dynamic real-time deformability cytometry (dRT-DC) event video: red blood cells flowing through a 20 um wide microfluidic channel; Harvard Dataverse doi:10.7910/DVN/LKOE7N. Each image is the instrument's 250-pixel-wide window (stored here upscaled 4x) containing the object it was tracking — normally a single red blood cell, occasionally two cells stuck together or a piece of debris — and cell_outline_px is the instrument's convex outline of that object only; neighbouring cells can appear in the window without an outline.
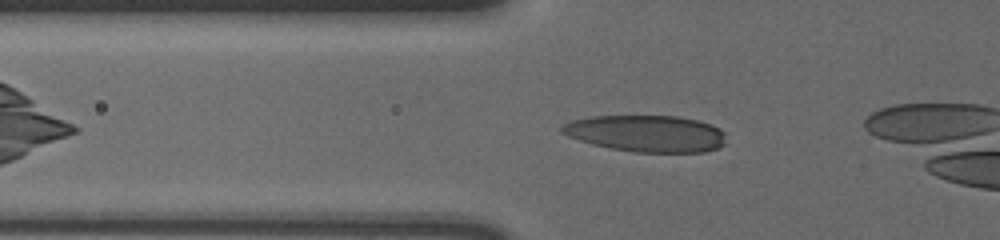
{"species": "human", "species_latin": "Homo sapiens", "temperature_condition": "cold", "stored_images_in_passage": 40, "camera_frame_rate_fps": 3000, "um_per_image_px": 0.085, "donor": {"sex": "male"}, "frame": {"image": 1, "passage_image": 10, "time_ms": 3.0, "image_size_px": [1000, 240], "cell_outline_px": [[724, 144], [716, 148], [704, 152], [636, 152], [612, 148], [592, 144], [568, 136], [560, 132], [560, 128], [564, 124], [572, 120], [592, 116], [676, 116], [696, 120], [720, 128], [724, 132]], "centroid_in_image_um": [54.92, 11.34], "position_along_channel_um": 70.9, "area_um2": 34.8}}
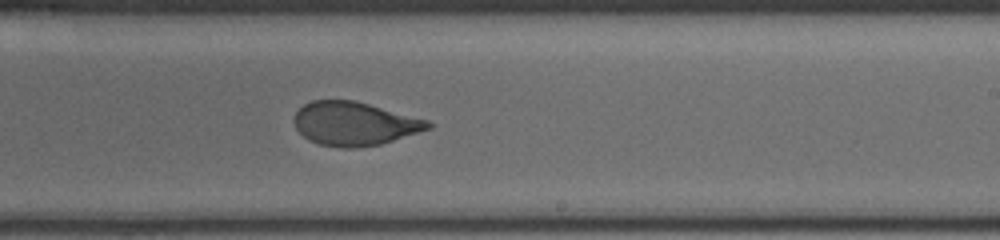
{"frame": {"image": 2, "passage_image": 26, "time_ms": 8.333, "image_size_px": [1000, 240], "cell_outline_px": [[432, 128], [380, 144], [356, 148], [340, 148], [320, 144], [308, 140], [296, 128], [292, 120], [296, 112], [304, 104], [312, 100], [356, 100], [428, 120], [432, 124]], "centroid_in_image_um": [30.11, 10.51], "position_along_channel_um": 258.9, "area_um2": 34.1}}
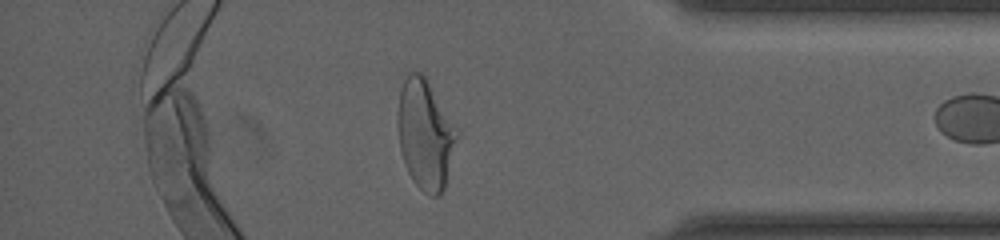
{"frame": {"image": 3, "passage_image": 39, "time_ms": 12.667, "image_size_px": [1000, 240], "cell_outline_px": [[460, 132], [444, 188], [440, 196], [432, 196], [424, 192], [412, 180], [404, 164], [400, 152], [396, 124], [396, 116], [400, 88], [408, 72], [420, 72], [424, 76]], "centroid_in_image_um": [36.12, 11.43], "position_along_channel_um": 399.1, "area_um2": 38.21}}